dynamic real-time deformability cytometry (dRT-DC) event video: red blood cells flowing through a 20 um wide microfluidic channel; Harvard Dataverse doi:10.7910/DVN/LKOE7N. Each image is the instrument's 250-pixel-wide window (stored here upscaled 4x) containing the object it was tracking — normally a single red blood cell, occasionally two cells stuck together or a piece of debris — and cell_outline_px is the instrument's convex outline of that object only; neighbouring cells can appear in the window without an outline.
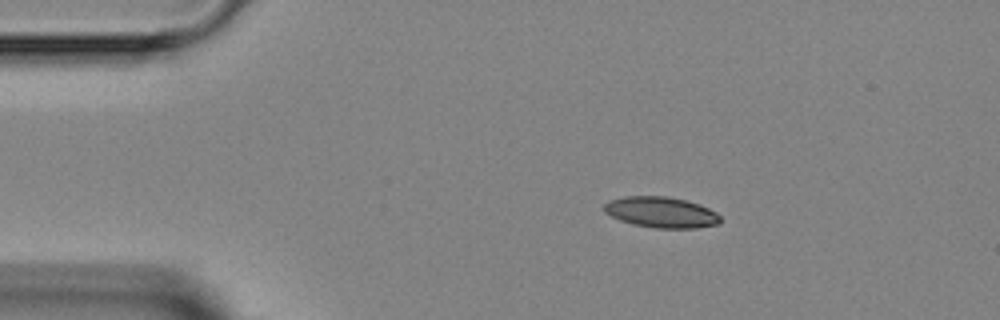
{"species": "Egyptian fruit bat (a non-hibernating species)", "species_latin": "Rousettus aegyptiacus", "temperature_condition": "room temperature", "stored_images_in_passage": 7, "camera_frame_rate_fps": 3000, "um_per_image_px": 0.085, "animal": {"sex": "female"}, "frame": {"image": 1, "passage_image": 3, "time_ms": 2.333, "image_size_px": [1000, 320], "cell_outline_px": [[720, 224], [696, 228], [656, 228], [632, 224], [620, 220], [604, 212], [604, 204], [608, 200], [624, 196], [668, 196], [700, 204], [716, 212], [720, 216]], "centroid_in_image_um": [56.19, 18.04], "position_along_channel_um": 28.8, "area_um2": 20.98}}
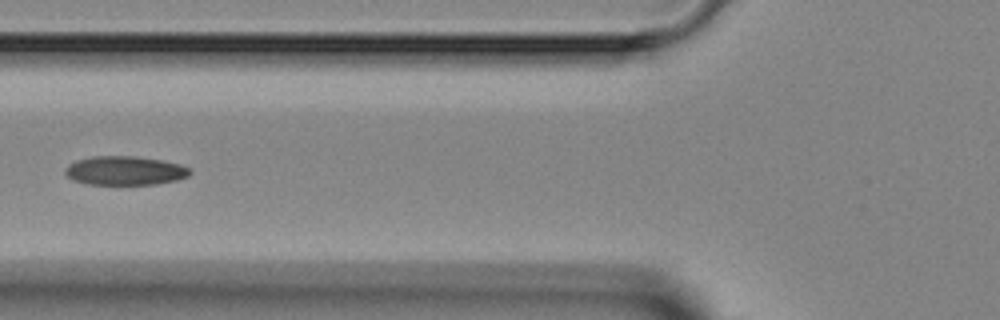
{"frame": {"image": 2, "passage_image": 6, "time_ms": 5.667, "image_size_px": [1000, 320], "cell_outline_px": [[192, 172], [188, 176], [176, 180], [156, 184], [88, 184], [72, 180], [64, 172], [64, 168], [68, 164], [76, 160], [92, 156], [136, 156], [160, 160], [180, 164], [188, 168]], "centroid_in_image_um": [10.58, 14.5], "position_along_channel_um": 115.2, "area_um2": 21.04}}
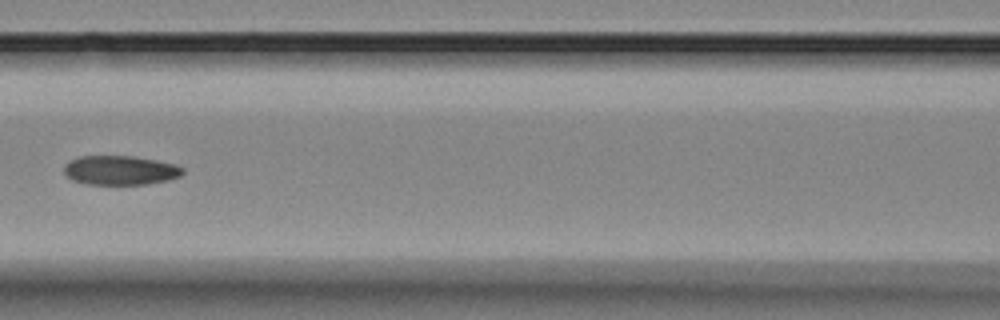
{"frame": {"image": 3, "passage_image": 7, "time_ms": 6.667, "image_size_px": [1000, 320], "cell_outline_px": [[184, 172], [180, 176], [168, 180], [148, 184], [84, 184], [72, 180], [64, 172], [64, 164], [68, 160], [80, 156], [132, 156], [156, 160], [172, 164], [184, 168]], "centroid_in_image_um": [10.19, 14.47], "position_along_channel_um": 156.4, "area_um2": 20.29}}